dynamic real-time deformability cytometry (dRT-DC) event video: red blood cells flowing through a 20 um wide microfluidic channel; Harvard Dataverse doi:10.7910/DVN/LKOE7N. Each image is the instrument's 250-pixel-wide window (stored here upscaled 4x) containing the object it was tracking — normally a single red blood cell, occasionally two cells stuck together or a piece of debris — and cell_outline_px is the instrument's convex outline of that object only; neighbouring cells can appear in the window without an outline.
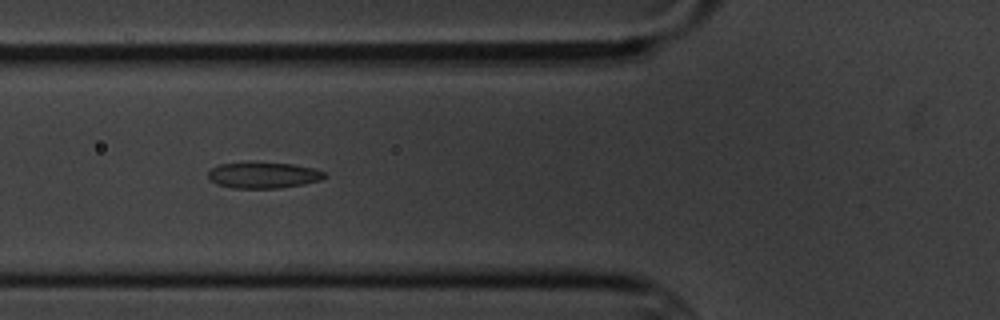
{"species": "common noctule bat (a hibernating species)", "species_latin": "Nyctalus noctula", "temperature_condition": "cold", "stored_images_in_passage": 6, "camera_frame_rate_fps": 3000, "um_per_image_px": 0.085, "animal": {"sex": "male", "body_mass_g": 20.1, "forearm_length_mm": 53.5}, "frame": {"image": 1, "passage_image": 6, "time_ms": 5.667, "image_size_px": [1000, 320], "cell_outline_px": [[328, 176], [320, 180], [304, 184], [280, 188], [232, 188], [216, 184], [208, 180], [208, 172], [212, 168], [220, 164], [252, 160], [292, 164], [312, 168], [324, 172]], "centroid_in_image_um": [22.34, 14.86], "position_along_channel_um": 103.5, "area_um2": 18.26}}